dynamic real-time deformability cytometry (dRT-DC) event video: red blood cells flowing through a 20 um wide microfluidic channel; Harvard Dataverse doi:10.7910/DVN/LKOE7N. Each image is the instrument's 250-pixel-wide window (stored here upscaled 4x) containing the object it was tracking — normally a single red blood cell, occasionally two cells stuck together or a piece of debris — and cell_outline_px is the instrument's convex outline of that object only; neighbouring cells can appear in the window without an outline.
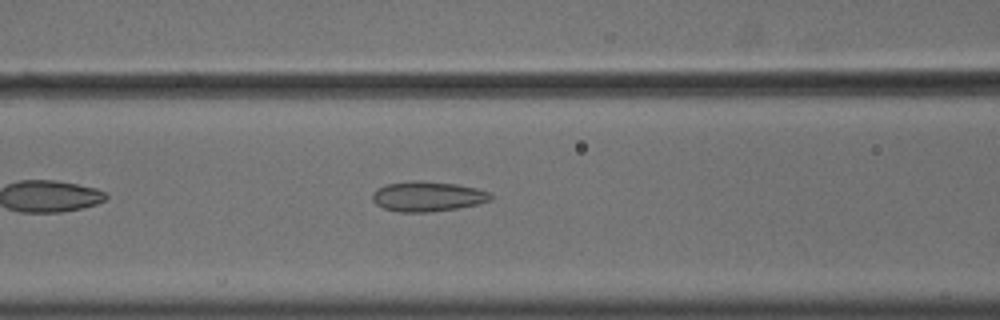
{"species": "common noctule bat (a hibernating species)", "species_latin": "Nyctalus noctula", "temperature_condition": "cold", "stored_images_in_passage": 38, "camera_frame_rate_fps": 3000, "um_per_image_px": 0.085, "animal": {"sex": "male", "body_mass_g": 18.8}, "frame": {"image": 1, "passage_image": 6, "time_ms": 1.667, "image_size_px": [1000, 320], "cell_outline_px": [[492, 200], [476, 204], [456, 208], [432, 212], [400, 212], [384, 208], [376, 204], [372, 200], [372, 192], [376, 188], [388, 184], [420, 180], [424, 180], [456, 184], [476, 188], [492, 192]], "centroid_in_image_um": [36.35, 16.69], "position_along_channel_um": 130.3, "area_um2": 20.75}}
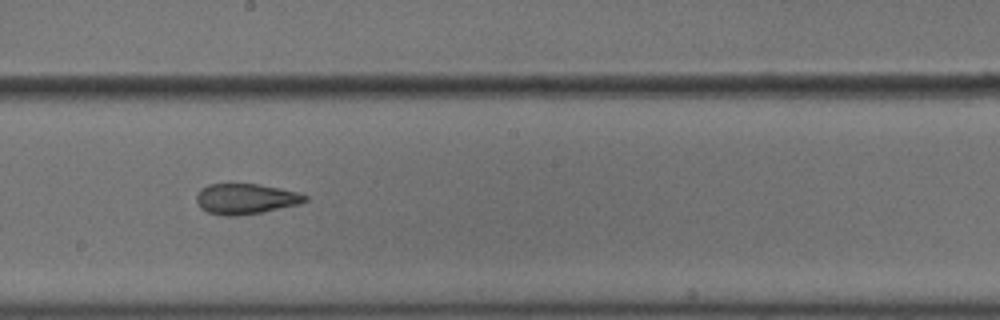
{"frame": {"image": 2, "passage_image": 14, "time_ms": 4.333, "image_size_px": [1000, 320], "cell_outline_px": [[308, 200], [300, 204], [260, 212], [236, 216], [224, 216], [208, 212], [200, 208], [196, 200], [196, 192], [200, 188], [208, 184], [260, 184], [300, 192], [308, 196]], "centroid_in_image_um": [20.87, 16.89], "position_along_channel_um": 227.3, "area_um2": 19.48}}
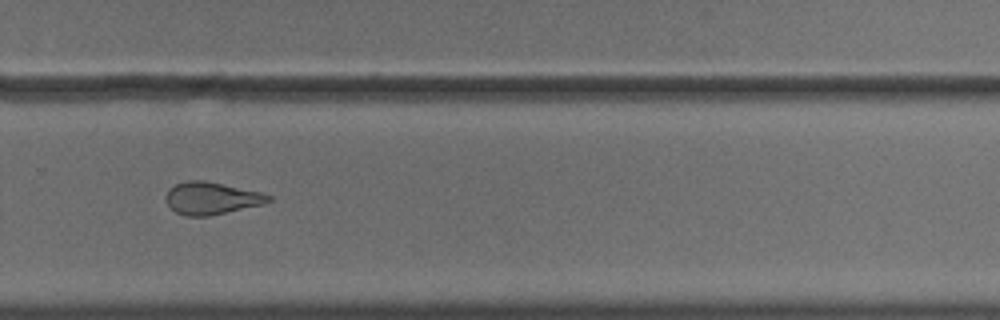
{"frame": {"image": 3, "passage_image": 21, "time_ms": 6.667, "image_size_px": [1000, 320], "cell_outline_px": [[272, 200], [264, 204], [208, 216], [184, 216], [176, 212], [168, 204], [164, 196], [168, 188], [176, 184], [188, 180], [204, 180], [224, 184], [260, 192], [272, 196]], "centroid_in_image_um": [17.96, 16.84], "position_along_channel_um": 311.8, "area_um2": 19.36}, "authors_computed_cell_mechanics": {"area_um2": 20.6635, "velocity_mm_per_s": 3.6329, "shape_relaxation_time_tau1_ms": null, "shape_relaxation_time_tau2_ms": 2.3794, "deformation_change_tau1": null, "deformation_change_tau2": 0.1055}}